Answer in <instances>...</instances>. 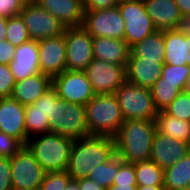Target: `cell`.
<instances>
[{
    "mask_svg": "<svg viewBox=\"0 0 190 190\" xmlns=\"http://www.w3.org/2000/svg\"><path fill=\"white\" fill-rule=\"evenodd\" d=\"M130 52L143 60L157 61L164 63V31L156 30L151 35L145 37L142 41L135 43L130 47Z\"/></svg>",
    "mask_w": 190,
    "mask_h": 190,
    "instance_id": "24",
    "label": "cell"
},
{
    "mask_svg": "<svg viewBox=\"0 0 190 190\" xmlns=\"http://www.w3.org/2000/svg\"><path fill=\"white\" fill-rule=\"evenodd\" d=\"M52 87V77L46 74H35L20 81H15L11 98L27 106L37 101Z\"/></svg>",
    "mask_w": 190,
    "mask_h": 190,
    "instance_id": "21",
    "label": "cell"
},
{
    "mask_svg": "<svg viewBox=\"0 0 190 190\" xmlns=\"http://www.w3.org/2000/svg\"><path fill=\"white\" fill-rule=\"evenodd\" d=\"M113 184L137 185L134 164L124 162L119 157V172L115 176Z\"/></svg>",
    "mask_w": 190,
    "mask_h": 190,
    "instance_id": "37",
    "label": "cell"
},
{
    "mask_svg": "<svg viewBox=\"0 0 190 190\" xmlns=\"http://www.w3.org/2000/svg\"><path fill=\"white\" fill-rule=\"evenodd\" d=\"M155 132V120H125L113 137L116 154L130 164L150 160Z\"/></svg>",
    "mask_w": 190,
    "mask_h": 190,
    "instance_id": "2",
    "label": "cell"
},
{
    "mask_svg": "<svg viewBox=\"0 0 190 190\" xmlns=\"http://www.w3.org/2000/svg\"><path fill=\"white\" fill-rule=\"evenodd\" d=\"M164 63L190 66V37L176 29L164 31Z\"/></svg>",
    "mask_w": 190,
    "mask_h": 190,
    "instance_id": "23",
    "label": "cell"
},
{
    "mask_svg": "<svg viewBox=\"0 0 190 190\" xmlns=\"http://www.w3.org/2000/svg\"><path fill=\"white\" fill-rule=\"evenodd\" d=\"M25 106L11 97L0 98V132L19 139L24 145L28 141L24 121Z\"/></svg>",
    "mask_w": 190,
    "mask_h": 190,
    "instance_id": "16",
    "label": "cell"
},
{
    "mask_svg": "<svg viewBox=\"0 0 190 190\" xmlns=\"http://www.w3.org/2000/svg\"><path fill=\"white\" fill-rule=\"evenodd\" d=\"M28 1L29 0H0V16L7 18L18 16Z\"/></svg>",
    "mask_w": 190,
    "mask_h": 190,
    "instance_id": "39",
    "label": "cell"
},
{
    "mask_svg": "<svg viewBox=\"0 0 190 190\" xmlns=\"http://www.w3.org/2000/svg\"><path fill=\"white\" fill-rule=\"evenodd\" d=\"M71 177L67 171L46 172L40 190H63Z\"/></svg>",
    "mask_w": 190,
    "mask_h": 190,
    "instance_id": "34",
    "label": "cell"
},
{
    "mask_svg": "<svg viewBox=\"0 0 190 190\" xmlns=\"http://www.w3.org/2000/svg\"><path fill=\"white\" fill-rule=\"evenodd\" d=\"M115 154L113 137L89 135L76 139L66 171L72 180L87 178L99 164L106 163Z\"/></svg>",
    "mask_w": 190,
    "mask_h": 190,
    "instance_id": "1",
    "label": "cell"
},
{
    "mask_svg": "<svg viewBox=\"0 0 190 190\" xmlns=\"http://www.w3.org/2000/svg\"><path fill=\"white\" fill-rule=\"evenodd\" d=\"M19 15L24 21L30 39L34 41L64 34L65 26L51 13L42 9L34 0H29Z\"/></svg>",
    "mask_w": 190,
    "mask_h": 190,
    "instance_id": "9",
    "label": "cell"
},
{
    "mask_svg": "<svg viewBox=\"0 0 190 190\" xmlns=\"http://www.w3.org/2000/svg\"><path fill=\"white\" fill-rule=\"evenodd\" d=\"M164 111L180 120L190 121V95L182 91Z\"/></svg>",
    "mask_w": 190,
    "mask_h": 190,
    "instance_id": "32",
    "label": "cell"
},
{
    "mask_svg": "<svg viewBox=\"0 0 190 190\" xmlns=\"http://www.w3.org/2000/svg\"><path fill=\"white\" fill-rule=\"evenodd\" d=\"M13 190L39 189L46 172L26 145L10 158Z\"/></svg>",
    "mask_w": 190,
    "mask_h": 190,
    "instance_id": "8",
    "label": "cell"
},
{
    "mask_svg": "<svg viewBox=\"0 0 190 190\" xmlns=\"http://www.w3.org/2000/svg\"><path fill=\"white\" fill-rule=\"evenodd\" d=\"M137 185L130 184H113L107 190H136Z\"/></svg>",
    "mask_w": 190,
    "mask_h": 190,
    "instance_id": "46",
    "label": "cell"
},
{
    "mask_svg": "<svg viewBox=\"0 0 190 190\" xmlns=\"http://www.w3.org/2000/svg\"><path fill=\"white\" fill-rule=\"evenodd\" d=\"M6 40L16 47L30 40L27 28L20 15L8 18Z\"/></svg>",
    "mask_w": 190,
    "mask_h": 190,
    "instance_id": "31",
    "label": "cell"
},
{
    "mask_svg": "<svg viewBox=\"0 0 190 190\" xmlns=\"http://www.w3.org/2000/svg\"><path fill=\"white\" fill-rule=\"evenodd\" d=\"M183 17L190 16V0H174Z\"/></svg>",
    "mask_w": 190,
    "mask_h": 190,
    "instance_id": "45",
    "label": "cell"
},
{
    "mask_svg": "<svg viewBox=\"0 0 190 190\" xmlns=\"http://www.w3.org/2000/svg\"><path fill=\"white\" fill-rule=\"evenodd\" d=\"M119 172V156L115 154L106 163L99 164L90 172L87 178L108 189L113 185L115 176Z\"/></svg>",
    "mask_w": 190,
    "mask_h": 190,
    "instance_id": "30",
    "label": "cell"
},
{
    "mask_svg": "<svg viewBox=\"0 0 190 190\" xmlns=\"http://www.w3.org/2000/svg\"><path fill=\"white\" fill-rule=\"evenodd\" d=\"M176 30L185 36L190 37V16L183 17L176 27Z\"/></svg>",
    "mask_w": 190,
    "mask_h": 190,
    "instance_id": "44",
    "label": "cell"
},
{
    "mask_svg": "<svg viewBox=\"0 0 190 190\" xmlns=\"http://www.w3.org/2000/svg\"><path fill=\"white\" fill-rule=\"evenodd\" d=\"M117 6L125 21L124 40L129 47L156 31L143 0H120Z\"/></svg>",
    "mask_w": 190,
    "mask_h": 190,
    "instance_id": "7",
    "label": "cell"
},
{
    "mask_svg": "<svg viewBox=\"0 0 190 190\" xmlns=\"http://www.w3.org/2000/svg\"><path fill=\"white\" fill-rule=\"evenodd\" d=\"M58 99V93L52 86L32 105H34V110H42L45 115H48V119H52L53 103H56Z\"/></svg>",
    "mask_w": 190,
    "mask_h": 190,
    "instance_id": "36",
    "label": "cell"
},
{
    "mask_svg": "<svg viewBox=\"0 0 190 190\" xmlns=\"http://www.w3.org/2000/svg\"><path fill=\"white\" fill-rule=\"evenodd\" d=\"M7 17L0 16V41L6 40Z\"/></svg>",
    "mask_w": 190,
    "mask_h": 190,
    "instance_id": "47",
    "label": "cell"
},
{
    "mask_svg": "<svg viewBox=\"0 0 190 190\" xmlns=\"http://www.w3.org/2000/svg\"><path fill=\"white\" fill-rule=\"evenodd\" d=\"M146 12L158 31L176 29L183 18L174 0H143Z\"/></svg>",
    "mask_w": 190,
    "mask_h": 190,
    "instance_id": "20",
    "label": "cell"
},
{
    "mask_svg": "<svg viewBox=\"0 0 190 190\" xmlns=\"http://www.w3.org/2000/svg\"><path fill=\"white\" fill-rule=\"evenodd\" d=\"M0 190H13L10 157L0 156Z\"/></svg>",
    "mask_w": 190,
    "mask_h": 190,
    "instance_id": "40",
    "label": "cell"
},
{
    "mask_svg": "<svg viewBox=\"0 0 190 190\" xmlns=\"http://www.w3.org/2000/svg\"><path fill=\"white\" fill-rule=\"evenodd\" d=\"M164 190L190 188V152L174 165L164 169Z\"/></svg>",
    "mask_w": 190,
    "mask_h": 190,
    "instance_id": "26",
    "label": "cell"
},
{
    "mask_svg": "<svg viewBox=\"0 0 190 190\" xmlns=\"http://www.w3.org/2000/svg\"><path fill=\"white\" fill-rule=\"evenodd\" d=\"M190 152V143L176 140L155 132L150 160L162 169L174 165Z\"/></svg>",
    "mask_w": 190,
    "mask_h": 190,
    "instance_id": "15",
    "label": "cell"
},
{
    "mask_svg": "<svg viewBox=\"0 0 190 190\" xmlns=\"http://www.w3.org/2000/svg\"><path fill=\"white\" fill-rule=\"evenodd\" d=\"M114 95L124 120H155L158 110L155 108L150 89L126 80Z\"/></svg>",
    "mask_w": 190,
    "mask_h": 190,
    "instance_id": "6",
    "label": "cell"
},
{
    "mask_svg": "<svg viewBox=\"0 0 190 190\" xmlns=\"http://www.w3.org/2000/svg\"><path fill=\"white\" fill-rule=\"evenodd\" d=\"M183 92L187 93L190 95V75L188 76V78L186 79V83L183 89Z\"/></svg>",
    "mask_w": 190,
    "mask_h": 190,
    "instance_id": "50",
    "label": "cell"
},
{
    "mask_svg": "<svg viewBox=\"0 0 190 190\" xmlns=\"http://www.w3.org/2000/svg\"><path fill=\"white\" fill-rule=\"evenodd\" d=\"M66 70L84 71L94 59L93 37L83 27H66Z\"/></svg>",
    "mask_w": 190,
    "mask_h": 190,
    "instance_id": "10",
    "label": "cell"
},
{
    "mask_svg": "<svg viewBox=\"0 0 190 190\" xmlns=\"http://www.w3.org/2000/svg\"><path fill=\"white\" fill-rule=\"evenodd\" d=\"M137 186H163L164 169L151 160L134 164Z\"/></svg>",
    "mask_w": 190,
    "mask_h": 190,
    "instance_id": "28",
    "label": "cell"
},
{
    "mask_svg": "<svg viewBox=\"0 0 190 190\" xmlns=\"http://www.w3.org/2000/svg\"><path fill=\"white\" fill-rule=\"evenodd\" d=\"M155 123L156 131L162 135L190 143V121L180 120L163 110L158 111Z\"/></svg>",
    "mask_w": 190,
    "mask_h": 190,
    "instance_id": "25",
    "label": "cell"
},
{
    "mask_svg": "<svg viewBox=\"0 0 190 190\" xmlns=\"http://www.w3.org/2000/svg\"><path fill=\"white\" fill-rule=\"evenodd\" d=\"M189 75V65H170L164 63L160 78H163V82L186 83V79Z\"/></svg>",
    "mask_w": 190,
    "mask_h": 190,
    "instance_id": "33",
    "label": "cell"
},
{
    "mask_svg": "<svg viewBox=\"0 0 190 190\" xmlns=\"http://www.w3.org/2000/svg\"><path fill=\"white\" fill-rule=\"evenodd\" d=\"M89 135L114 137L125 121L114 94H96L86 105Z\"/></svg>",
    "mask_w": 190,
    "mask_h": 190,
    "instance_id": "4",
    "label": "cell"
},
{
    "mask_svg": "<svg viewBox=\"0 0 190 190\" xmlns=\"http://www.w3.org/2000/svg\"><path fill=\"white\" fill-rule=\"evenodd\" d=\"M82 26L92 37L124 39L125 21L118 6L102 10L85 11Z\"/></svg>",
    "mask_w": 190,
    "mask_h": 190,
    "instance_id": "11",
    "label": "cell"
},
{
    "mask_svg": "<svg viewBox=\"0 0 190 190\" xmlns=\"http://www.w3.org/2000/svg\"><path fill=\"white\" fill-rule=\"evenodd\" d=\"M66 27L82 26L84 8L82 0H34Z\"/></svg>",
    "mask_w": 190,
    "mask_h": 190,
    "instance_id": "18",
    "label": "cell"
},
{
    "mask_svg": "<svg viewBox=\"0 0 190 190\" xmlns=\"http://www.w3.org/2000/svg\"><path fill=\"white\" fill-rule=\"evenodd\" d=\"M15 81L40 73L38 41H29L16 47L13 60L9 63Z\"/></svg>",
    "mask_w": 190,
    "mask_h": 190,
    "instance_id": "17",
    "label": "cell"
},
{
    "mask_svg": "<svg viewBox=\"0 0 190 190\" xmlns=\"http://www.w3.org/2000/svg\"><path fill=\"white\" fill-rule=\"evenodd\" d=\"M25 130L28 139L44 133H50L48 115L42 110H34V105L25 106Z\"/></svg>",
    "mask_w": 190,
    "mask_h": 190,
    "instance_id": "29",
    "label": "cell"
},
{
    "mask_svg": "<svg viewBox=\"0 0 190 190\" xmlns=\"http://www.w3.org/2000/svg\"><path fill=\"white\" fill-rule=\"evenodd\" d=\"M52 86L60 99L84 106L96 95L83 71L65 70L52 78Z\"/></svg>",
    "mask_w": 190,
    "mask_h": 190,
    "instance_id": "13",
    "label": "cell"
},
{
    "mask_svg": "<svg viewBox=\"0 0 190 190\" xmlns=\"http://www.w3.org/2000/svg\"><path fill=\"white\" fill-rule=\"evenodd\" d=\"M24 144L17 138L7 135L4 132H0V156L13 157L18 153Z\"/></svg>",
    "mask_w": 190,
    "mask_h": 190,
    "instance_id": "35",
    "label": "cell"
},
{
    "mask_svg": "<svg viewBox=\"0 0 190 190\" xmlns=\"http://www.w3.org/2000/svg\"><path fill=\"white\" fill-rule=\"evenodd\" d=\"M92 49L95 59L127 66L130 47L124 39L93 37Z\"/></svg>",
    "mask_w": 190,
    "mask_h": 190,
    "instance_id": "22",
    "label": "cell"
},
{
    "mask_svg": "<svg viewBox=\"0 0 190 190\" xmlns=\"http://www.w3.org/2000/svg\"><path fill=\"white\" fill-rule=\"evenodd\" d=\"M91 82L95 94H115L126 81V67L93 59L83 71Z\"/></svg>",
    "mask_w": 190,
    "mask_h": 190,
    "instance_id": "12",
    "label": "cell"
},
{
    "mask_svg": "<svg viewBox=\"0 0 190 190\" xmlns=\"http://www.w3.org/2000/svg\"><path fill=\"white\" fill-rule=\"evenodd\" d=\"M49 129L50 133L59 134L73 140L89 136L85 106L59 98L56 103H53Z\"/></svg>",
    "mask_w": 190,
    "mask_h": 190,
    "instance_id": "5",
    "label": "cell"
},
{
    "mask_svg": "<svg viewBox=\"0 0 190 190\" xmlns=\"http://www.w3.org/2000/svg\"><path fill=\"white\" fill-rule=\"evenodd\" d=\"M15 79L9 65L0 64V98L10 97Z\"/></svg>",
    "mask_w": 190,
    "mask_h": 190,
    "instance_id": "38",
    "label": "cell"
},
{
    "mask_svg": "<svg viewBox=\"0 0 190 190\" xmlns=\"http://www.w3.org/2000/svg\"><path fill=\"white\" fill-rule=\"evenodd\" d=\"M120 0H82L84 11L102 10L116 7Z\"/></svg>",
    "mask_w": 190,
    "mask_h": 190,
    "instance_id": "41",
    "label": "cell"
},
{
    "mask_svg": "<svg viewBox=\"0 0 190 190\" xmlns=\"http://www.w3.org/2000/svg\"><path fill=\"white\" fill-rule=\"evenodd\" d=\"M185 83L163 82V78H159L150 88L155 108L158 111L165 110L171 102L184 89Z\"/></svg>",
    "mask_w": 190,
    "mask_h": 190,
    "instance_id": "27",
    "label": "cell"
},
{
    "mask_svg": "<svg viewBox=\"0 0 190 190\" xmlns=\"http://www.w3.org/2000/svg\"><path fill=\"white\" fill-rule=\"evenodd\" d=\"M74 140L54 133L28 139L26 146L45 172L66 171Z\"/></svg>",
    "mask_w": 190,
    "mask_h": 190,
    "instance_id": "3",
    "label": "cell"
},
{
    "mask_svg": "<svg viewBox=\"0 0 190 190\" xmlns=\"http://www.w3.org/2000/svg\"><path fill=\"white\" fill-rule=\"evenodd\" d=\"M40 73L52 78L66 70L64 34L38 41Z\"/></svg>",
    "mask_w": 190,
    "mask_h": 190,
    "instance_id": "14",
    "label": "cell"
},
{
    "mask_svg": "<svg viewBox=\"0 0 190 190\" xmlns=\"http://www.w3.org/2000/svg\"><path fill=\"white\" fill-rule=\"evenodd\" d=\"M76 181L79 183V190H107L89 178H80Z\"/></svg>",
    "mask_w": 190,
    "mask_h": 190,
    "instance_id": "43",
    "label": "cell"
},
{
    "mask_svg": "<svg viewBox=\"0 0 190 190\" xmlns=\"http://www.w3.org/2000/svg\"><path fill=\"white\" fill-rule=\"evenodd\" d=\"M16 51V46L12 45L7 40L0 41V64L9 65L13 60Z\"/></svg>",
    "mask_w": 190,
    "mask_h": 190,
    "instance_id": "42",
    "label": "cell"
},
{
    "mask_svg": "<svg viewBox=\"0 0 190 190\" xmlns=\"http://www.w3.org/2000/svg\"><path fill=\"white\" fill-rule=\"evenodd\" d=\"M136 190H164V186H137Z\"/></svg>",
    "mask_w": 190,
    "mask_h": 190,
    "instance_id": "49",
    "label": "cell"
},
{
    "mask_svg": "<svg viewBox=\"0 0 190 190\" xmlns=\"http://www.w3.org/2000/svg\"><path fill=\"white\" fill-rule=\"evenodd\" d=\"M63 190H79V183L71 179Z\"/></svg>",
    "mask_w": 190,
    "mask_h": 190,
    "instance_id": "48",
    "label": "cell"
},
{
    "mask_svg": "<svg viewBox=\"0 0 190 190\" xmlns=\"http://www.w3.org/2000/svg\"><path fill=\"white\" fill-rule=\"evenodd\" d=\"M163 64L157 61L143 60L130 52L126 66V80L150 89L161 77Z\"/></svg>",
    "mask_w": 190,
    "mask_h": 190,
    "instance_id": "19",
    "label": "cell"
}]
</instances>
